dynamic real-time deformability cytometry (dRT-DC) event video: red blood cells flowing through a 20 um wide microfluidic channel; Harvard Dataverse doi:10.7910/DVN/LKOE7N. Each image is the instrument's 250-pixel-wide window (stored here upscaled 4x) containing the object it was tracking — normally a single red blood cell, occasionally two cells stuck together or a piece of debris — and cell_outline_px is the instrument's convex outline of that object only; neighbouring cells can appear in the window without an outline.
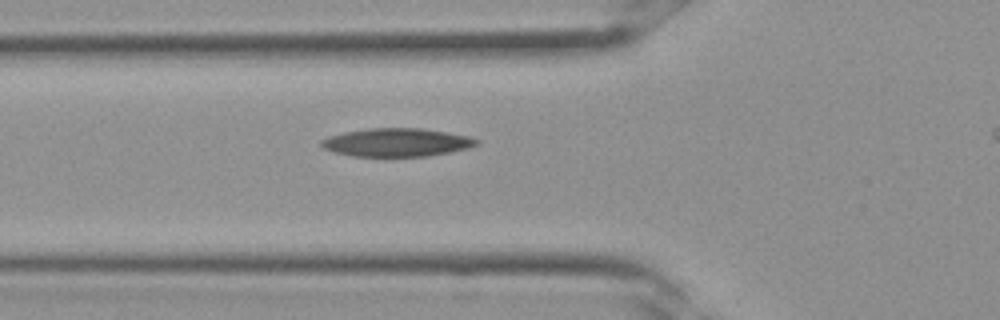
{"species": "Egyptian fruit bat (a non-hibernating species)", "species_latin": "Rousettus aegyptiacus", "temperature_condition": "room temperature", "stored_images_in_passage": 24, "camera_frame_rate_fps": 3000, "um_per_image_px": 0.085, "frame": {"image": 1, "passage_image": 6, "time_ms": 1.667, "image_size_px": [1000, 320], "cell_outline_px": [[480, 144], [468, 148], [452, 152], [428, 156], [352, 156], [336, 152], [324, 148], [320, 144], [320, 140], [328, 136], [344, 132], [368, 128], [420, 128], [448, 132], [472, 136], [480, 140]], "centroid_in_image_um": [33.78, 12.1], "position_along_channel_um": 92.0, "area_um2": 25.78}}
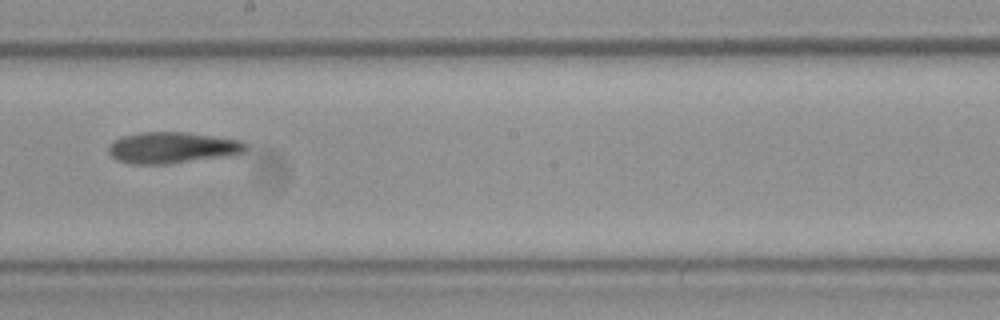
{"frame": {"image": 2, "passage_image": 13, "time_ms": 4.0, "image_size_px": [1000, 320], "cell_outline_px": [[248, 148], [244, 152], [224, 156], [168, 164], [128, 164], [116, 160], [108, 152], [108, 144], [112, 140], [124, 136], [140, 132], [188, 132], [240, 140], [248, 144]], "centroid_in_image_um": [14.6, 12.55], "position_along_channel_um": 233.6, "area_um2": 25.14}}
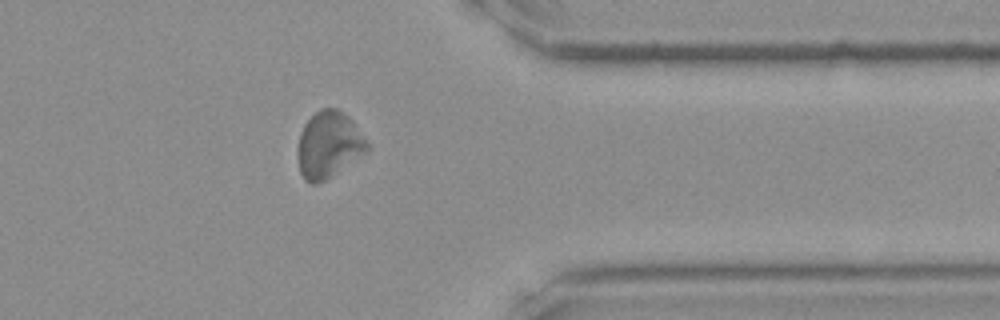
{"frame": {"image": 3, "passage_image": 21, "time_ms": 6.667, "image_size_px": [1000, 320], "cell_outline_px": [[372, 148], [368, 152], [324, 180], [316, 184], [308, 184], [304, 180], [300, 172], [296, 152], [300, 132], [304, 124], [320, 108], [336, 108], [344, 112], [352, 120], [372, 144]], "centroid_in_image_um": [27.97, 12.3], "position_along_channel_um": 383.4, "area_um2": 27.46}}